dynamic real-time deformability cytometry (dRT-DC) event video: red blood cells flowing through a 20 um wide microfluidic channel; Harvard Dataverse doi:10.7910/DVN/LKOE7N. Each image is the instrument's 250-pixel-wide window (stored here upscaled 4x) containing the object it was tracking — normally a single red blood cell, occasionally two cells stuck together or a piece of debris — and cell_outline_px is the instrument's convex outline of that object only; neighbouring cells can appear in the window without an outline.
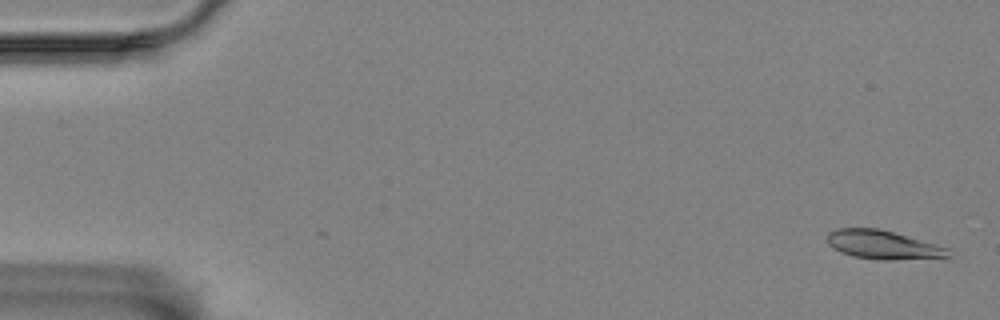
{"species": "Egyptian fruit bat (a non-hibernating species)", "species_latin": "Rousettus aegyptiacus", "temperature_condition": "room temperature", "stored_images_in_passage": 27, "camera_frame_rate_fps": 3000, "um_per_image_px": 0.085, "animal": {"sex": "female"}, "frame": {"image": 1, "passage_image": 2, "time_ms": 0.333, "image_size_px": [1000, 320], "cell_outline_px": [[952, 256], [944, 260], [884, 260], [852, 256], [840, 252], [832, 248], [828, 244], [828, 232], [840, 228], [876, 228], [892, 232], [948, 248]], "centroid_in_image_um": [75.15, 20.85], "position_along_channel_um": 9.9, "area_um2": 20.63}}
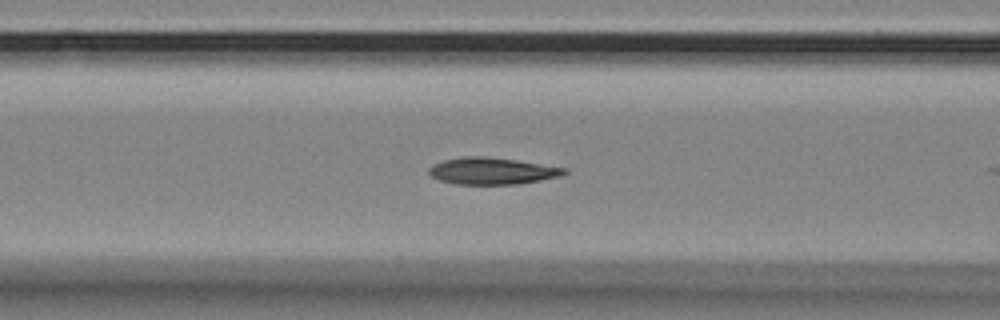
{"frame": {"image": 2, "passage_image": 23, "time_ms": 7.333, "image_size_px": [1000, 320], "cell_outline_px": [[568, 172], [560, 176], [540, 180], [516, 184], [456, 184], [440, 180], [432, 176], [428, 172], [428, 168], [432, 164], [444, 160], [464, 156], [484, 156], [516, 160], [568, 168]], "centroid_in_image_um": [41.82, 14.52], "position_along_channel_um": 124.8, "area_um2": 21.1}}
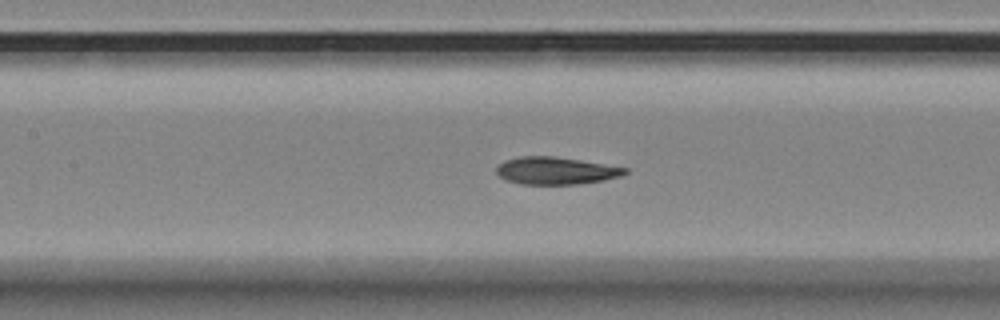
{"frame": {"image": 3, "passage_image": 26, "time_ms": 8.333, "image_size_px": [1000, 320], "cell_outline_px": [[628, 172], [620, 176], [604, 180], [580, 184], [520, 184], [508, 180], [500, 176], [496, 172], [496, 168], [504, 160], [520, 156], [552, 156], [580, 160], [628, 168]], "centroid_in_image_um": [47.25, 14.51], "position_along_channel_um": 160.2, "area_um2": 20.4}}